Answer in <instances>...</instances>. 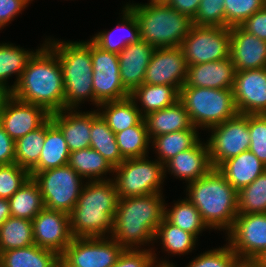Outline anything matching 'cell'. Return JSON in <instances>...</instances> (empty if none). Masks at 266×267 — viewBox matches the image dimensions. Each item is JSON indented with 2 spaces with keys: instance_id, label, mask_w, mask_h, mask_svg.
I'll return each instance as SVG.
<instances>
[{
  "instance_id": "cell-1",
  "label": "cell",
  "mask_w": 266,
  "mask_h": 267,
  "mask_svg": "<svg viewBox=\"0 0 266 267\" xmlns=\"http://www.w3.org/2000/svg\"><path fill=\"white\" fill-rule=\"evenodd\" d=\"M12 95L43 107L49 114L65 109L64 82L56 53L43 42L28 61Z\"/></svg>"
},
{
  "instance_id": "cell-2",
  "label": "cell",
  "mask_w": 266,
  "mask_h": 267,
  "mask_svg": "<svg viewBox=\"0 0 266 267\" xmlns=\"http://www.w3.org/2000/svg\"><path fill=\"white\" fill-rule=\"evenodd\" d=\"M162 194L119 198L110 237L124 249H140L155 243V233L164 218Z\"/></svg>"
},
{
  "instance_id": "cell-3",
  "label": "cell",
  "mask_w": 266,
  "mask_h": 267,
  "mask_svg": "<svg viewBox=\"0 0 266 267\" xmlns=\"http://www.w3.org/2000/svg\"><path fill=\"white\" fill-rule=\"evenodd\" d=\"M118 201V191L112 179L85 182L77 204L69 213L72 236L110 237Z\"/></svg>"
},
{
  "instance_id": "cell-4",
  "label": "cell",
  "mask_w": 266,
  "mask_h": 267,
  "mask_svg": "<svg viewBox=\"0 0 266 267\" xmlns=\"http://www.w3.org/2000/svg\"><path fill=\"white\" fill-rule=\"evenodd\" d=\"M186 198L198 209L209 230L227 233L238 215V191L217 169L186 184Z\"/></svg>"
},
{
  "instance_id": "cell-5",
  "label": "cell",
  "mask_w": 266,
  "mask_h": 267,
  "mask_svg": "<svg viewBox=\"0 0 266 267\" xmlns=\"http://www.w3.org/2000/svg\"><path fill=\"white\" fill-rule=\"evenodd\" d=\"M60 62L64 82L65 109H78L84 101L94 105L91 40L59 41L45 39Z\"/></svg>"
},
{
  "instance_id": "cell-6",
  "label": "cell",
  "mask_w": 266,
  "mask_h": 267,
  "mask_svg": "<svg viewBox=\"0 0 266 267\" xmlns=\"http://www.w3.org/2000/svg\"><path fill=\"white\" fill-rule=\"evenodd\" d=\"M148 1L145 4L126 3L136 16L141 40L155 48L181 46L192 20L165 1Z\"/></svg>"
},
{
  "instance_id": "cell-7",
  "label": "cell",
  "mask_w": 266,
  "mask_h": 267,
  "mask_svg": "<svg viewBox=\"0 0 266 267\" xmlns=\"http://www.w3.org/2000/svg\"><path fill=\"white\" fill-rule=\"evenodd\" d=\"M190 120L197 129L207 130L238 114L233 89L188 87L179 91Z\"/></svg>"
},
{
  "instance_id": "cell-8",
  "label": "cell",
  "mask_w": 266,
  "mask_h": 267,
  "mask_svg": "<svg viewBox=\"0 0 266 267\" xmlns=\"http://www.w3.org/2000/svg\"><path fill=\"white\" fill-rule=\"evenodd\" d=\"M148 158L125 159L114 168L112 180L119 198L163 193L164 165Z\"/></svg>"
},
{
  "instance_id": "cell-9",
  "label": "cell",
  "mask_w": 266,
  "mask_h": 267,
  "mask_svg": "<svg viewBox=\"0 0 266 267\" xmlns=\"http://www.w3.org/2000/svg\"><path fill=\"white\" fill-rule=\"evenodd\" d=\"M30 176L39 186L44 207L68 214L77 204L85 180L67 164Z\"/></svg>"
},
{
  "instance_id": "cell-10",
  "label": "cell",
  "mask_w": 266,
  "mask_h": 267,
  "mask_svg": "<svg viewBox=\"0 0 266 267\" xmlns=\"http://www.w3.org/2000/svg\"><path fill=\"white\" fill-rule=\"evenodd\" d=\"M180 47L187 66L224 60L230 57V28L192 25Z\"/></svg>"
},
{
  "instance_id": "cell-11",
  "label": "cell",
  "mask_w": 266,
  "mask_h": 267,
  "mask_svg": "<svg viewBox=\"0 0 266 267\" xmlns=\"http://www.w3.org/2000/svg\"><path fill=\"white\" fill-rule=\"evenodd\" d=\"M207 131L211 132L206 142L213 168H218L224 161L249 150L250 133L246 114L238 113Z\"/></svg>"
},
{
  "instance_id": "cell-12",
  "label": "cell",
  "mask_w": 266,
  "mask_h": 267,
  "mask_svg": "<svg viewBox=\"0 0 266 267\" xmlns=\"http://www.w3.org/2000/svg\"><path fill=\"white\" fill-rule=\"evenodd\" d=\"M91 60L94 104L97 108L102 103L130 96L120 79L118 54L104 51L91 41Z\"/></svg>"
},
{
  "instance_id": "cell-13",
  "label": "cell",
  "mask_w": 266,
  "mask_h": 267,
  "mask_svg": "<svg viewBox=\"0 0 266 267\" xmlns=\"http://www.w3.org/2000/svg\"><path fill=\"white\" fill-rule=\"evenodd\" d=\"M225 234L240 260H257L266 251V213L238 214Z\"/></svg>"
},
{
  "instance_id": "cell-14",
  "label": "cell",
  "mask_w": 266,
  "mask_h": 267,
  "mask_svg": "<svg viewBox=\"0 0 266 267\" xmlns=\"http://www.w3.org/2000/svg\"><path fill=\"white\" fill-rule=\"evenodd\" d=\"M123 250L111 237H73L62 255L76 267H111Z\"/></svg>"
},
{
  "instance_id": "cell-15",
  "label": "cell",
  "mask_w": 266,
  "mask_h": 267,
  "mask_svg": "<svg viewBox=\"0 0 266 267\" xmlns=\"http://www.w3.org/2000/svg\"><path fill=\"white\" fill-rule=\"evenodd\" d=\"M188 66L182 48L159 47L153 52L145 71L144 83L172 85L178 91L186 83Z\"/></svg>"
},
{
  "instance_id": "cell-16",
  "label": "cell",
  "mask_w": 266,
  "mask_h": 267,
  "mask_svg": "<svg viewBox=\"0 0 266 267\" xmlns=\"http://www.w3.org/2000/svg\"><path fill=\"white\" fill-rule=\"evenodd\" d=\"M35 245L62 254L72 241L69 214L43 208L32 220Z\"/></svg>"
},
{
  "instance_id": "cell-17",
  "label": "cell",
  "mask_w": 266,
  "mask_h": 267,
  "mask_svg": "<svg viewBox=\"0 0 266 267\" xmlns=\"http://www.w3.org/2000/svg\"><path fill=\"white\" fill-rule=\"evenodd\" d=\"M240 114H266V67L236 71L233 85Z\"/></svg>"
},
{
  "instance_id": "cell-18",
  "label": "cell",
  "mask_w": 266,
  "mask_h": 267,
  "mask_svg": "<svg viewBox=\"0 0 266 267\" xmlns=\"http://www.w3.org/2000/svg\"><path fill=\"white\" fill-rule=\"evenodd\" d=\"M49 117L50 114L43 107L23 102L11 95L5 104L0 124L16 141L39 128Z\"/></svg>"
},
{
  "instance_id": "cell-19",
  "label": "cell",
  "mask_w": 266,
  "mask_h": 267,
  "mask_svg": "<svg viewBox=\"0 0 266 267\" xmlns=\"http://www.w3.org/2000/svg\"><path fill=\"white\" fill-rule=\"evenodd\" d=\"M230 58L236 71L266 67V41L245 31L241 26L230 28Z\"/></svg>"
},
{
  "instance_id": "cell-20",
  "label": "cell",
  "mask_w": 266,
  "mask_h": 267,
  "mask_svg": "<svg viewBox=\"0 0 266 267\" xmlns=\"http://www.w3.org/2000/svg\"><path fill=\"white\" fill-rule=\"evenodd\" d=\"M155 49L144 40H139L118 54L120 79L130 94L144 83L145 71Z\"/></svg>"
},
{
  "instance_id": "cell-21",
  "label": "cell",
  "mask_w": 266,
  "mask_h": 267,
  "mask_svg": "<svg viewBox=\"0 0 266 267\" xmlns=\"http://www.w3.org/2000/svg\"><path fill=\"white\" fill-rule=\"evenodd\" d=\"M212 168L207 142L199 140L192 148L178 153L164 164V178L170 172L173 177L183 179L187 184L207 174Z\"/></svg>"
},
{
  "instance_id": "cell-22",
  "label": "cell",
  "mask_w": 266,
  "mask_h": 267,
  "mask_svg": "<svg viewBox=\"0 0 266 267\" xmlns=\"http://www.w3.org/2000/svg\"><path fill=\"white\" fill-rule=\"evenodd\" d=\"M235 67L232 59L188 66L186 85L211 89H233Z\"/></svg>"
},
{
  "instance_id": "cell-23",
  "label": "cell",
  "mask_w": 266,
  "mask_h": 267,
  "mask_svg": "<svg viewBox=\"0 0 266 267\" xmlns=\"http://www.w3.org/2000/svg\"><path fill=\"white\" fill-rule=\"evenodd\" d=\"M50 117L63 133L70 152L90 147L92 111L63 109L50 114Z\"/></svg>"
},
{
  "instance_id": "cell-24",
  "label": "cell",
  "mask_w": 266,
  "mask_h": 267,
  "mask_svg": "<svg viewBox=\"0 0 266 267\" xmlns=\"http://www.w3.org/2000/svg\"><path fill=\"white\" fill-rule=\"evenodd\" d=\"M122 8L121 14L123 15H121L122 18L117 23L115 29H111L108 32L103 30L90 38L96 46L104 51L119 54L129 44L141 40L139 26L134 12L126 4ZM117 30L118 32L119 30L124 31V35L121 33L122 36L117 34L118 36L116 37Z\"/></svg>"
},
{
  "instance_id": "cell-25",
  "label": "cell",
  "mask_w": 266,
  "mask_h": 267,
  "mask_svg": "<svg viewBox=\"0 0 266 267\" xmlns=\"http://www.w3.org/2000/svg\"><path fill=\"white\" fill-rule=\"evenodd\" d=\"M217 169L237 191H240L263 174L266 165L248 150L224 161Z\"/></svg>"
},
{
  "instance_id": "cell-26",
  "label": "cell",
  "mask_w": 266,
  "mask_h": 267,
  "mask_svg": "<svg viewBox=\"0 0 266 267\" xmlns=\"http://www.w3.org/2000/svg\"><path fill=\"white\" fill-rule=\"evenodd\" d=\"M150 139L162 134L189 130L194 126L183 103L178 100L173 105L144 116Z\"/></svg>"
},
{
  "instance_id": "cell-27",
  "label": "cell",
  "mask_w": 266,
  "mask_h": 267,
  "mask_svg": "<svg viewBox=\"0 0 266 267\" xmlns=\"http://www.w3.org/2000/svg\"><path fill=\"white\" fill-rule=\"evenodd\" d=\"M70 150L61 130L52 122L51 117L45 121V140L37 166L30 174L58 168L68 163Z\"/></svg>"
},
{
  "instance_id": "cell-28",
  "label": "cell",
  "mask_w": 266,
  "mask_h": 267,
  "mask_svg": "<svg viewBox=\"0 0 266 267\" xmlns=\"http://www.w3.org/2000/svg\"><path fill=\"white\" fill-rule=\"evenodd\" d=\"M98 109L100 110L98 113L114 133L136 126L144 119L137 104L130 96L125 99L102 103Z\"/></svg>"
},
{
  "instance_id": "cell-29",
  "label": "cell",
  "mask_w": 266,
  "mask_h": 267,
  "mask_svg": "<svg viewBox=\"0 0 266 267\" xmlns=\"http://www.w3.org/2000/svg\"><path fill=\"white\" fill-rule=\"evenodd\" d=\"M130 97L137 104L138 110L144 117L151 112L173 105L179 100V91L172 85L143 83L130 94Z\"/></svg>"
},
{
  "instance_id": "cell-30",
  "label": "cell",
  "mask_w": 266,
  "mask_h": 267,
  "mask_svg": "<svg viewBox=\"0 0 266 267\" xmlns=\"http://www.w3.org/2000/svg\"><path fill=\"white\" fill-rule=\"evenodd\" d=\"M67 165L87 181L110 180L104 175L114 172L109 162L91 147L70 152Z\"/></svg>"
},
{
  "instance_id": "cell-31",
  "label": "cell",
  "mask_w": 266,
  "mask_h": 267,
  "mask_svg": "<svg viewBox=\"0 0 266 267\" xmlns=\"http://www.w3.org/2000/svg\"><path fill=\"white\" fill-rule=\"evenodd\" d=\"M90 147L98 151L113 168L125 160L119 151L115 133L98 113V109L92 111Z\"/></svg>"
},
{
  "instance_id": "cell-32",
  "label": "cell",
  "mask_w": 266,
  "mask_h": 267,
  "mask_svg": "<svg viewBox=\"0 0 266 267\" xmlns=\"http://www.w3.org/2000/svg\"><path fill=\"white\" fill-rule=\"evenodd\" d=\"M59 254L35 244L0 252V267H54Z\"/></svg>"
},
{
  "instance_id": "cell-33",
  "label": "cell",
  "mask_w": 266,
  "mask_h": 267,
  "mask_svg": "<svg viewBox=\"0 0 266 267\" xmlns=\"http://www.w3.org/2000/svg\"><path fill=\"white\" fill-rule=\"evenodd\" d=\"M196 127L189 130L171 132L154 137L151 147L154 149L157 160L163 165L178 153L192 148L201 138Z\"/></svg>"
},
{
  "instance_id": "cell-34",
  "label": "cell",
  "mask_w": 266,
  "mask_h": 267,
  "mask_svg": "<svg viewBox=\"0 0 266 267\" xmlns=\"http://www.w3.org/2000/svg\"><path fill=\"white\" fill-rule=\"evenodd\" d=\"M35 52L28 51L20 46H14L13 43H0V85L12 91ZM13 74L16 75V79L14 84L10 86L8 85V79Z\"/></svg>"
},
{
  "instance_id": "cell-35",
  "label": "cell",
  "mask_w": 266,
  "mask_h": 267,
  "mask_svg": "<svg viewBox=\"0 0 266 267\" xmlns=\"http://www.w3.org/2000/svg\"><path fill=\"white\" fill-rule=\"evenodd\" d=\"M11 217L33 220L44 208L38 184L30 177L9 199Z\"/></svg>"
},
{
  "instance_id": "cell-36",
  "label": "cell",
  "mask_w": 266,
  "mask_h": 267,
  "mask_svg": "<svg viewBox=\"0 0 266 267\" xmlns=\"http://www.w3.org/2000/svg\"><path fill=\"white\" fill-rule=\"evenodd\" d=\"M166 205L167 203L164 204V218L174 226L193 234L196 238L208 228L198 209L187 198L176 201L168 209Z\"/></svg>"
},
{
  "instance_id": "cell-37",
  "label": "cell",
  "mask_w": 266,
  "mask_h": 267,
  "mask_svg": "<svg viewBox=\"0 0 266 267\" xmlns=\"http://www.w3.org/2000/svg\"><path fill=\"white\" fill-rule=\"evenodd\" d=\"M161 242L162 249L169 255H185L191 253L196 247L198 239L191 233L169 223L165 218L157 228L154 242Z\"/></svg>"
},
{
  "instance_id": "cell-38",
  "label": "cell",
  "mask_w": 266,
  "mask_h": 267,
  "mask_svg": "<svg viewBox=\"0 0 266 267\" xmlns=\"http://www.w3.org/2000/svg\"><path fill=\"white\" fill-rule=\"evenodd\" d=\"M35 244L31 220L9 217L0 226V252Z\"/></svg>"
},
{
  "instance_id": "cell-39",
  "label": "cell",
  "mask_w": 266,
  "mask_h": 267,
  "mask_svg": "<svg viewBox=\"0 0 266 267\" xmlns=\"http://www.w3.org/2000/svg\"><path fill=\"white\" fill-rule=\"evenodd\" d=\"M119 151L124 159L148 156L151 139L144 119L136 126L115 133Z\"/></svg>"
},
{
  "instance_id": "cell-40",
  "label": "cell",
  "mask_w": 266,
  "mask_h": 267,
  "mask_svg": "<svg viewBox=\"0 0 266 267\" xmlns=\"http://www.w3.org/2000/svg\"><path fill=\"white\" fill-rule=\"evenodd\" d=\"M45 140V122L15 141V163L29 173L37 166Z\"/></svg>"
},
{
  "instance_id": "cell-41",
  "label": "cell",
  "mask_w": 266,
  "mask_h": 267,
  "mask_svg": "<svg viewBox=\"0 0 266 267\" xmlns=\"http://www.w3.org/2000/svg\"><path fill=\"white\" fill-rule=\"evenodd\" d=\"M266 213V171L238 191V214Z\"/></svg>"
},
{
  "instance_id": "cell-42",
  "label": "cell",
  "mask_w": 266,
  "mask_h": 267,
  "mask_svg": "<svg viewBox=\"0 0 266 267\" xmlns=\"http://www.w3.org/2000/svg\"><path fill=\"white\" fill-rule=\"evenodd\" d=\"M266 5V0H224L225 27L240 26Z\"/></svg>"
},
{
  "instance_id": "cell-43",
  "label": "cell",
  "mask_w": 266,
  "mask_h": 267,
  "mask_svg": "<svg viewBox=\"0 0 266 267\" xmlns=\"http://www.w3.org/2000/svg\"><path fill=\"white\" fill-rule=\"evenodd\" d=\"M239 262L237 254L226 244L201 253L185 267H237Z\"/></svg>"
},
{
  "instance_id": "cell-44",
  "label": "cell",
  "mask_w": 266,
  "mask_h": 267,
  "mask_svg": "<svg viewBox=\"0 0 266 267\" xmlns=\"http://www.w3.org/2000/svg\"><path fill=\"white\" fill-rule=\"evenodd\" d=\"M192 25L225 27L224 0H201Z\"/></svg>"
},
{
  "instance_id": "cell-45",
  "label": "cell",
  "mask_w": 266,
  "mask_h": 267,
  "mask_svg": "<svg viewBox=\"0 0 266 267\" xmlns=\"http://www.w3.org/2000/svg\"><path fill=\"white\" fill-rule=\"evenodd\" d=\"M18 164L0 165V198L9 199L30 178Z\"/></svg>"
},
{
  "instance_id": "cell-46",
  "label": "cell",
  "mask_w": 266,
  "mask_h": 267,
  "mask_svg": "<svg viewBox=\"0 0 266 267\" xmlns=\"http://www.w3.org/2000/svg\"><path fill=\"white\" fill-rule=\"evenodd\" d=\"M249 151L266 165V114H248Z\"/></svg>"
},
{
  "instance_id": "cell-47",
  "label": "cell",
  "mask_w": 266,
  "mask_h": 267,
  "mask_svg": "<svg viewBox=\"0 0 266 267\" xmlns=\"http://www.w3.org/2000/svg\"><path fill=\"white\" fill-rule=\"evenodd\" d=\"M153 248L124 249L115 264L111 267H152L157 263V255Z\"/></svg>"
},
{
  "instance_id": "cell-48",
  "label": "cell",
  "mask_w": 266,
  "mask_h": 267,
  "mask_svg": "<svg viewBox=\"0 0 266 267\" xmlns=\"http://www.w3.org/2000/svg\"><path fill=\"white\" fill-rule=\"evenodd\" d=\"M33 0H0V30L8 26ZM7 24V25H6Z\"/></svg>"
},
{
  "instance_id": "cell-49",
  "label": "cell",
  "mask_w": 266,
  "mask_h": 267,
  "mask_svg": "<svg viewBox=\"0 0 266 267\" xmlns=\"http://www.w3.org/2000/svg\"><path fill=\"white\" fill-rule=\"evenodd\" d=\"M245 31L266 41V5L240 25Z\"/></svg>"
},
{
  "instance_id": "cell-50",
  "label": "cell",
  "mask_w": 266,
  "mask_h": 267,
  "mask_svg": "<svg viewBox=\"0 0 266 267\" xmlns=\"http://www.w3.org/2000/svg\"><path fill=\"white\" fill-rule=\"evenodd\" d=\"M15 163V141L0 124V165Z\"/></svg>"
},
{
  "instance_id": "cell-51",
  "label": "cell",
  "mask_w": 266,
  "mask_h": 267,
  "mask_svg": "<svg viewBox=\"0 0 266 267\" xmlns=\"http://www.w3.org/2000/svg\"><path fill=\"white\" fill-rule=\"evenodd\" d=\"M178 12L187 15L191 20L195 17L201 0H164Z\"/></svg>"
},
{
  "instance_id": "cell-52",
  "label": "cell",
  "mask_w": 266,
  "mask_h": 267,
  "mask_svg": "<svg viewBox=\"0 0 266 267\" xmlns=\"http://www.w3.org/2000/svg\"><path fill=\"white\" fill-rule=\"evenodd\" d=\"M11 217L8 199L0 198V226Z\"/></svg>"
},
{
  "instance_id": "cell-53",
  "label": "cell",
  "mask_w": 266,
  "mask_h": 267,
  "mask_svg": "<svg viewBox=\"0 0 266 267\" xmlns=\"http://www.w3.org/2000/svg\"><path fill=\"white\" fill-rule=\"evenodd\" d=\"M12 91L4 86L0 85V119L3 113L4 107L8 99L11 97Z\"/></svg>"
},
{
  "instance_id": "cell-54",
  "label": "cell",
  "mask_w": 266,
  "mask_h": 267,
  "mask_svg": "<svg viewBox=\"0 0 266 267\" xmlns=\"http://www.w3.org/2000/svg\"><path fill=\"white\" fill-rule=\"evenodd\" d=\"M54 267H76L68 261L62 254H59L55 260Z\"/></svg>"
},
{
  "instance_id": "cell-55",
  "label": "cell",
  "mask_w": 266,
  "mask_h": 267,
  "mask_svg": "<svg viewBox=\"0 0 266 267\" xmlns=\"http://www.w3.org/2000/svg\"><path fill=\"white\" fill-rule=\"evenodd\" d=\"M237 267H263L257 260H240Z\"/></svg>"
},
{
  "instance_id": "cell-56",
  "label": "cell",
  "mask_w": 266,
  "mask_h": 267,
  "mask_svg": "<svg viewBox=\"0 0 266 267\" xmlns=\"http://www.w3.org/2000/svg\"><path fill=\"white\" fill-rule=\"evenodd\" d=\"M157 264V265H156ZM152 267H176V265H174V263L172 262H169V261H166L165 259L164 260H157V263L155 262Z\"/></svg>"
},
{
  "instance_id": "cell-57",
  "label": "cell",
  "mask_w": 266,
  "mask_h": 267,
  "mask_svg": "<svg viewBox=\"0 0 266 267\" xmlns=\"http://www.w3.org/2000/svg\"><path fill=\"white\" fill-rule=\"evenodd\" d=\"M257 261L263 266L266 267V251L257 259Z\"/></svg>"
}]
</instances>
